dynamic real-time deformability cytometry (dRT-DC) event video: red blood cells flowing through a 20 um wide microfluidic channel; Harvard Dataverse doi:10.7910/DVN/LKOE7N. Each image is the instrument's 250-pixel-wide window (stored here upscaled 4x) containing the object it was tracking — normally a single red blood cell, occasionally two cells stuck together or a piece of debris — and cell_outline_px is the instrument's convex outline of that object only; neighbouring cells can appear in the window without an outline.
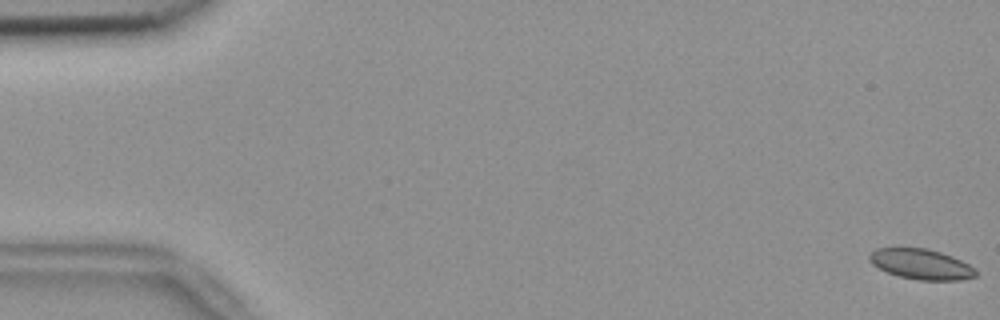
{"species": "common noctule bat (a hibernating species)", "species_latin": "Nyctalus noctula", "temperature_condition": "room temperature", "stored_images_in_passage": 16, "camera_frame_rate_fps": 3000, "um_per_image_px": 0.085, "animal": {"sex": "female", "body_mass_g": 18.4}, "frame": {"image": 1, "passage_image": 1, "time_ms": 0.0, "image_size_px": [1000, 320], "cell_outline_px": [[976, 276], [960, 280], [916, 280], [900, 276], [888, 272], [872, 264], [868, 260], [868, 256], [876, 248], [928, 248], [952, 256], [976, 268]], "centroid_in_image_um": [78.3, 22.45], "position_along_channel_um": 6.7, "area_um2": 18.73}}